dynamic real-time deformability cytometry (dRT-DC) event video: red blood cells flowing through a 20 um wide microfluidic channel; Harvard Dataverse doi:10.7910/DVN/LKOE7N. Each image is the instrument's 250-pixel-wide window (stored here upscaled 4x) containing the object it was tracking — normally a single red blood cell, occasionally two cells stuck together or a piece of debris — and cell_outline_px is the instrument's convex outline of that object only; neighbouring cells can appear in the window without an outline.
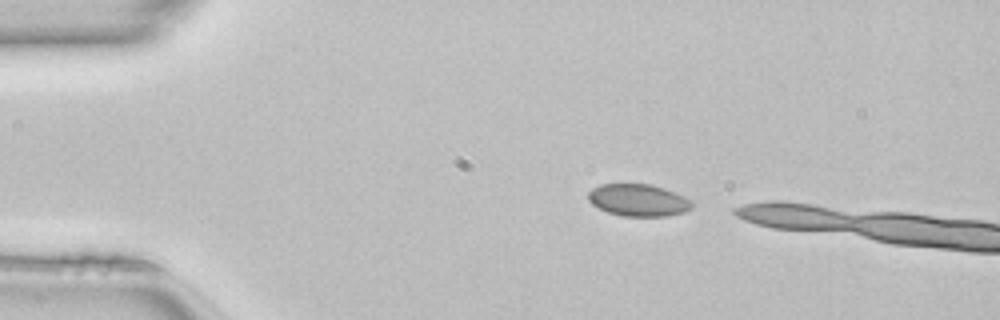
{"species": "common noctule bat (a hibernating species)", "species_latin": "Nyctalus noctula", "temperature_condition": "room temperature", "stored_images_in_passage": 4, "camera_frame_rate_fps": 3000, "um_per_image_px": 0.085, "animal": {"sex": "female", "body_mass_g": 22.7, "forearm_length_mm": 54.2}, "frame": {"image": 1, "passage_image": 1, "time_ms": 0.0, "image_size_px": [1000, 320], "cell_outline_px": [[692, 208], [684, 212], [664, 216], [624, 216], [608, 212], [592, 204], [588, 200], [588, 192], [592, 188], [600, 184], [648, 184], [664, 188], [684, 196], [692, 200]], "centroid_in_image_um": [54.25, 17.01], "position_along_channel_um": 30.7, "area_um2": 19.36}}